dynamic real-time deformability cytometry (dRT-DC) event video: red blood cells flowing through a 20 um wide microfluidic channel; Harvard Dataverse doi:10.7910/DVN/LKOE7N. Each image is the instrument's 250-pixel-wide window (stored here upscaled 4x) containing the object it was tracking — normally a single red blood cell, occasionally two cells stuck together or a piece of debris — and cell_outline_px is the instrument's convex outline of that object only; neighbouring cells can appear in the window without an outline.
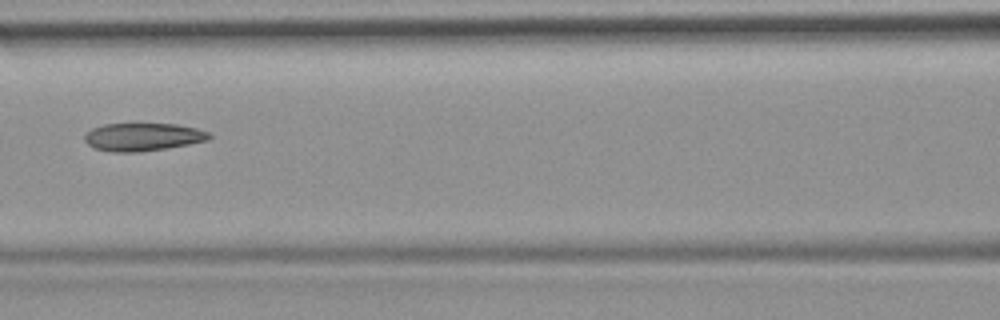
{"species": "common noctule bat (a hibernating species)", "species_latin": "Nyctalus noctula", "temperature_condition": "room temperature", "stored_images_in_passage": 3, "camera_frame_rate_fps": 3000, "um_per_image_px": 0.085, "animal": {"sex": "female", "body_mass_g": 19.9}, "frame": {"image": 1, "passage_image": 3, "time_ms": 3.0, "image_size_px": [1000, 320], "cell_outline_px": [[212, 136], [208, 140], [188, 144], [140, 152], [112, 152], [96, 148], [88, 144], [84, 140], [84, 136], [92, 128], [104, 124], [176, 124], [196, 128], [208, 132]], "centroid_in_image_um": [12.14, 11.64], "position_along_channel_um": 154.5, "area_um2": 20.06}}